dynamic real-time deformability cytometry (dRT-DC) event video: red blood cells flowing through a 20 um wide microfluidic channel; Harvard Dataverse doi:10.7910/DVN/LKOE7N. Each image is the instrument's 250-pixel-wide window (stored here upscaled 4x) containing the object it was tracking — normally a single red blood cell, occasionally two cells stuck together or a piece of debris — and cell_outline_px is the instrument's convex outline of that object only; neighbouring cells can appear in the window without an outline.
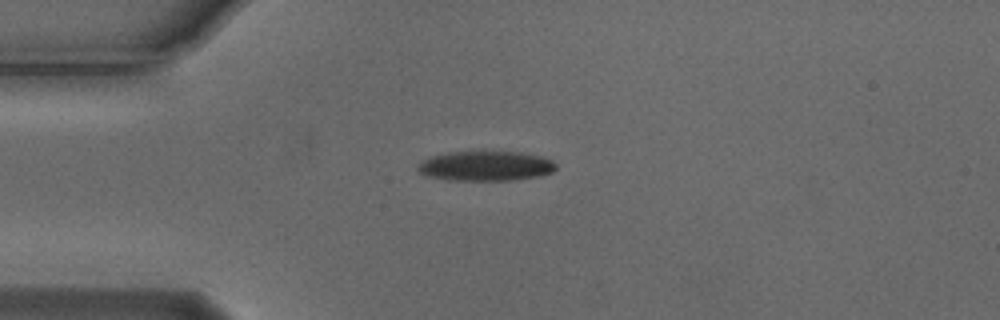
{"species": "Egyptian fruit bat (a non-hibernating species)", "species_latin": "Rousettus aegyptiacus", "temperature_condition": "cold", "stored_images_in_passage": 42, "camera_frame_rate_fps": 3000, "um_per_image_px": 0.085, "animal": {"sex": "male"}, "frame": {"image": 1, "passage_image": 1, "time_ms": 0.0, "image_size_px": [1000, 320], "cell_outline_px": [[556, 168], [552, 172], [540, 176], [512, 180], [452, 180], [428, 176], [420, 172], [416, 168], [416, 164], [432, 156], [448, 152], [484, 148], [520, 152], [540, 156], [552, 160], [556, 164]], "centroid_in_image_um": [41.28, 14.05], "position_along_channel_um": 43.7, "area_um2": 24.91}}
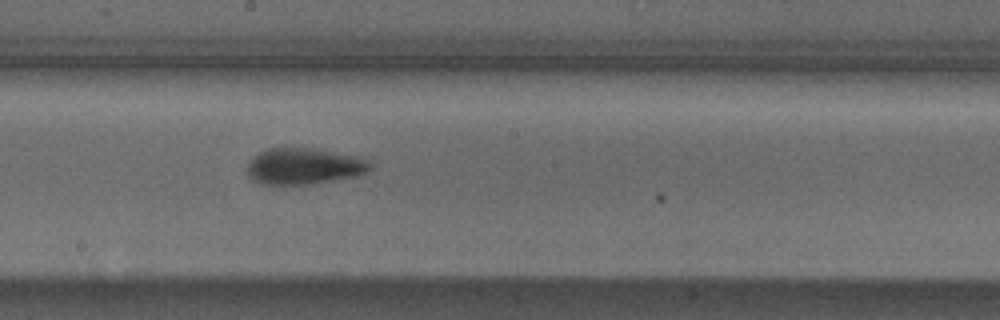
{"frame": {"image": 2, "passage_image": 17, "time_ms": 5.333, "image_size_px": [1000, 320], "cell_outline_px": [[372, 168], [364, 172], [352, 176], [332, 180], [308, 184], [260, 184], [252, 180], [248, 176], [248, 160], [252, 156], [268, 148], [312, 148], [360, 156], [368, 160], [372, 164]], "centroid_in_image_um": [25.8, 14.11], "position_along_channel_um": 222.4, "area_um2": 25.95}}
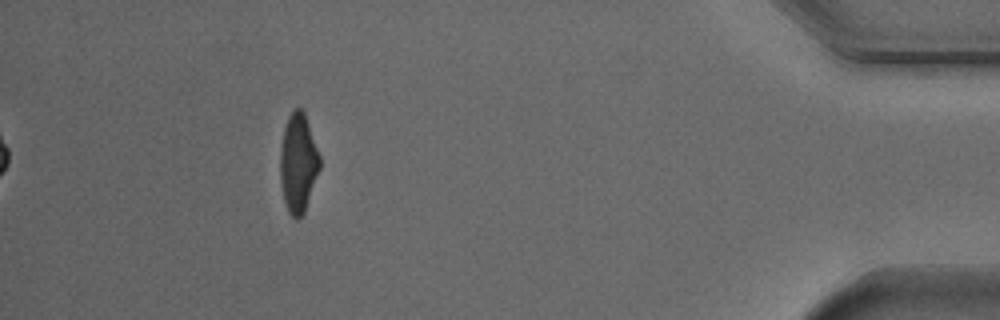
{"frame": {"image": 3, "passage_image": 37, "time_ms": 12.0, "image_size_px": [1000, 320], "cell_outline_px": [[320, 168], [304, 212], [296, 220], [288, 212], [284, 200], [280, 184], [280, 148], [284, 128], [288, 116], [296, 108], [300, 108], [304, 112], [320, 156]], "centroid_in_image_um": [25.33, 13.86], "position_along_channel_um": 409.9, "area_um2": 22.66}, "authors_computed_cell_mechanics": {"area_um2": 24.8829, "velocity_mm_per_s": 3.729, "shape_relaxation_time_tau1_ms": 3.5719, "shape_relaxation_time_tau2_ms": 3.8013, "deformation_change_tau1": 0.1619, "deformation_change_tau2": 0.1172}}